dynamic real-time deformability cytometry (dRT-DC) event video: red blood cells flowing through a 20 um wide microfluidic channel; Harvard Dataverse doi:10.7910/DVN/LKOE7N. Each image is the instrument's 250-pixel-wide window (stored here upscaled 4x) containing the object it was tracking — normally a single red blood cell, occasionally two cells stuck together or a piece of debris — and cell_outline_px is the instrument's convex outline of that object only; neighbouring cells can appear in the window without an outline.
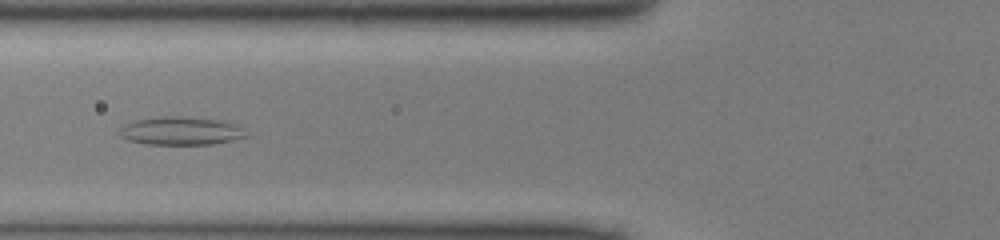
{"species": "common noctule bat (a hibernating species)", "species_latin": "Nyctalus noctula", "temperature_condition": "cold", "stored_images_in_passage": 47, "camera_frame_rate_fps": 3000, "um_per_image_px": 0.085, "animal": {"sex": "male", "body_mass_g": 13.0, "forearm_length_mm": 53.1}, "frame": {"image": 1, "passage_image": 19, "time_ms": 6.0, "image_size_px": [1000, 240], "cell_outline_px": [[244, 136], [232, 140], [212, 144], [144, 144], [128, 140], [120, 136], [116, 132], [124, 124], [136, 120], [160, 116], [188, 116], [228, 120], [240, 124], [244, 128]], "centroid_in_image_um": [15.38, 11.1], "position_along_channel_um": 110.4, "area_um2": 21.27}}
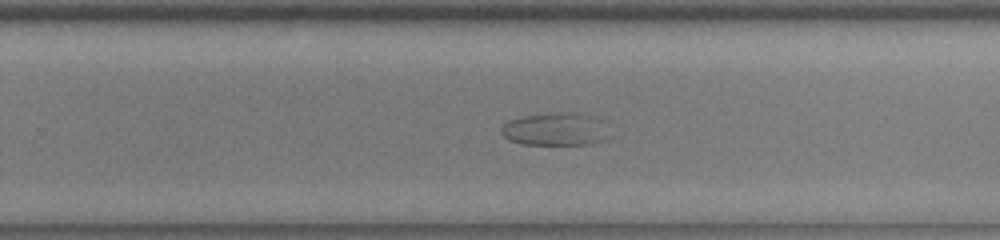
{"frame": {"image": 2, "passage_image": 32, "time_ms": 10.333, "image_size_px": [1000, 240], "cell_outline_px": [[616, 136], [608, 140], [592, 144], [524, 144], [508, 140], [500, 132], [500, 128], [508, 120], [520, 116], [560, 112], [576, 112], [588, 116]], "centroid_in_image_um": [47.2, 11.0], "position_along_channel_um": 282.6, "area_um2": 20.75}}
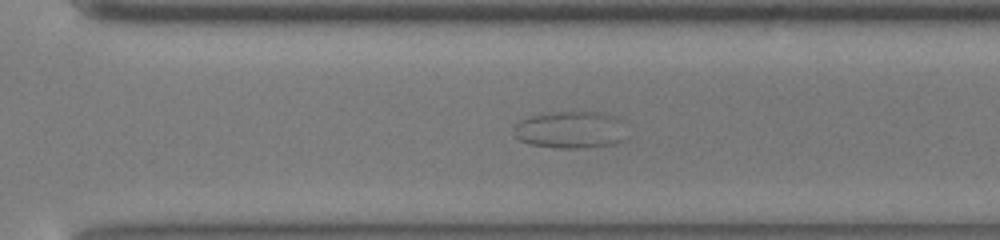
{"frame": {"image": 3, "passage_image": 35, "time_ms": 11.333, "image_size_px": [1000, 240], "cell_outline_px": [[628, 136], [624, 140], [616, 144], [588, 148], [556, 148], [528, 144], [512, 136], [512, 124], [516, 120], [532, 116], [552, 112], [604, 112], [616, 116], [620, 120]], "centroid_in_image_um": [48.46, 11.04], "position_along_channel_um": 322.1, "area_um2": 25.26}}